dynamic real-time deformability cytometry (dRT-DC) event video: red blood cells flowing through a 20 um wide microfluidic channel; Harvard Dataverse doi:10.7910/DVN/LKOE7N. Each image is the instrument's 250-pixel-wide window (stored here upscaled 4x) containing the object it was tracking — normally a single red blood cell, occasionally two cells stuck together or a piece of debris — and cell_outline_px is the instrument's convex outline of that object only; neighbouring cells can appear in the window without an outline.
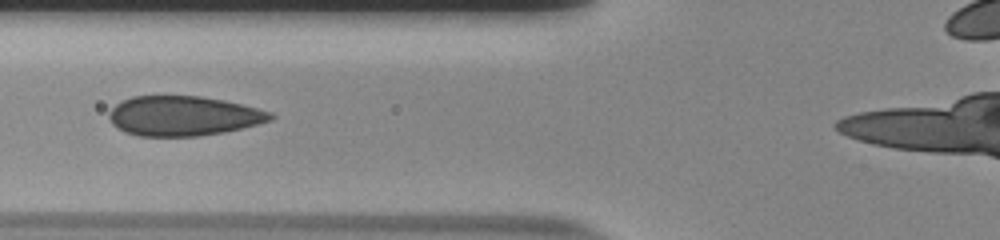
{"species": "human", "species_latin": "Homo sapiens", "temperature_condition": "room temperature", "stored_images_in_passage": 39, "camera_frame_rate_fps": 3000, "um_per_image_px": 0.085, "donor": {"sex": "male"}, "frame": {"image": 1, "passage_image": 12, "time_ms": 3.667, "image_size_px": [1000, 240], "cell_outline_px": [[276, 116], [272, 120], [224, 132], [196, 136], [140, 136], [124, 132], [112, 124], [108, 116], [108, 112], [116, 104], [132, 96], [200, 96], [224, 100], [272, 112]], "centroid_in_image_um": [15.56, 9.85], "position_along_channel_um": 110.2, "area_um2": 37.28}}
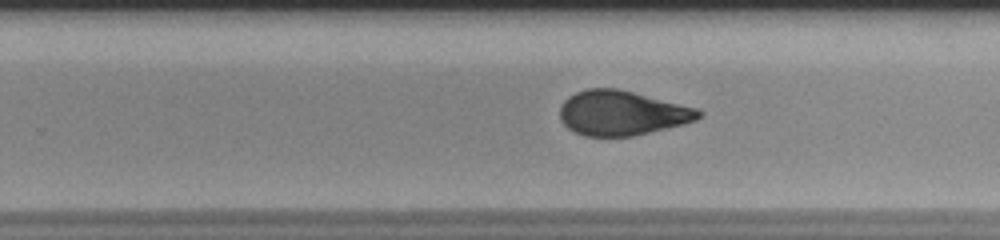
{"frame": {"image": 2, "passage_image": 25, "time_ms": 8.0, "image_size_px": [1000, 240], "cell_outline_px": [[704, 112], [696, 120], [684, 124], [632, 136], [584, 136], [568, 128], [560, 120], [560, 108], [564, 100], [568, 96], [576, 92], [588, 88], [616, 88], [700, 108]], "centroid_in_image_um": [52.88, 9.6], "position_along_channel_um": 276.9, "area_um2": 36.18}}
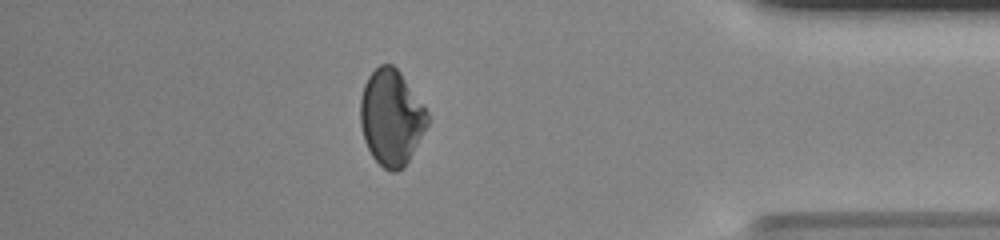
{"frame": {"image": 3, "passage_image": 37, "time_ms": 12.0, "image_size_px": [1000, 240], "cell_outline_px": [[428, 124], [404, 168], [396, 172], [392, 172], [384, 168], [372, 156], [364, 140], [360, 124], [360, 100], [364, 84], [368, 76], [380, 64], [392, 64], [400, 72], [428, 112]], "centroid_in_image_um": [33.24, 9.99], "position_along_channel_um": 402.0, "area_um2": 37.22}}